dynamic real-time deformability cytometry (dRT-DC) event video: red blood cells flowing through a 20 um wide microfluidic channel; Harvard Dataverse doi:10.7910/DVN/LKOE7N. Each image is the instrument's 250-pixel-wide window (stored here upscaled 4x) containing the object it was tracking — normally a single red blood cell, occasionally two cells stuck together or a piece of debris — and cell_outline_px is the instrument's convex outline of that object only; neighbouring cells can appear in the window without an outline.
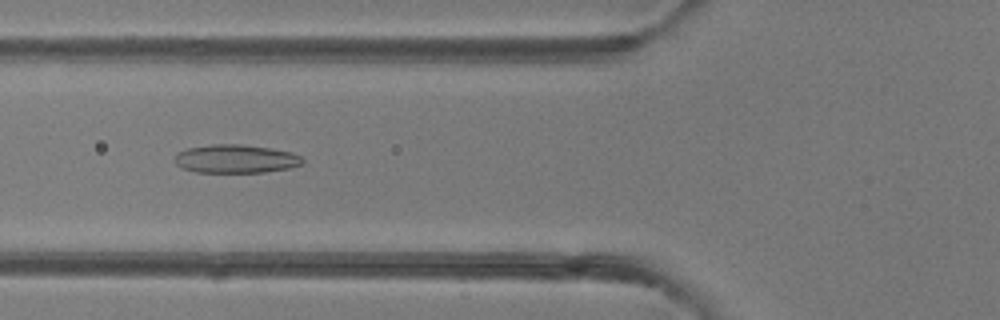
{"species": "common noctule bat (a hibernating species)", "species_latin": "Nyctalus noctula", "temperature_condition": "room temperature", "stored_images_in_passage": 49, "camera_frame_rate_fps": 3000, "um_per_image_px": 0.085, "animal": {"sex": "female"}, "frame": {"image": 1, "passage_image": 19, "time_ms": 6.0, "image_size_px": [1000, 320], "cell_outline_px": [[304, 164], [288, 168], [264, 172], [196, 172], [184, 168], [176, 164], [172, 160], [180, 152], [188, 148], [212, 144], [240, 144], [272, 148], [292, 152], [300, 156], [304, 160]], "centroid_in_image_um": [20.07, 13.5], "position_along_channel_um": 105.7, "area_um2": 21.15}}
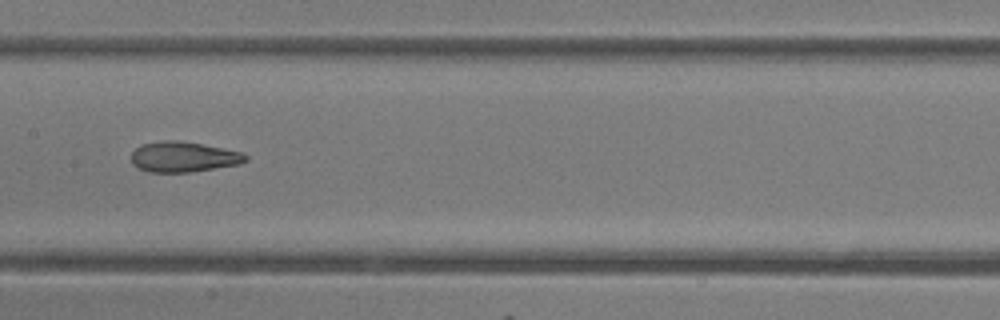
{"frame": {"image": 2, "passage_image": 25, "time_ms": 8.0, "image_size_px": [1000, 320], "cell_outline_px": [[248, 160], [240, 164], [188, 172], [148, 172], [136, 168], [132, 164], [132, 152], [140, 144], [164, 140], [180, 140], [244, 152], [248, 156]], "centroid_in_image_um": [15.59, 13.33], "position_along_channel_um": 191.8, "area_um2": 20.4}}
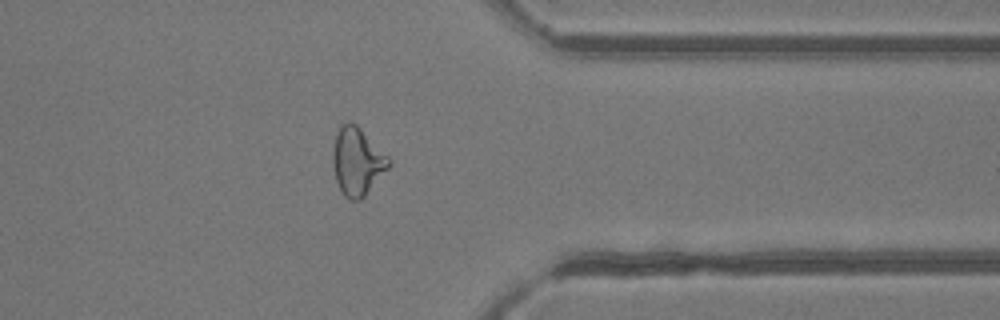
{"frame": {"image": 3, "passage_image": 39, "time_ms": 12.667, "image_size_px": [1000, 320], "cell_outline_px": [[392, 164], [364, 196], [360, 200], [352, 200], [344, 196], [336, 180], [332, 164], [332, 148], [336, 132], [348, 120], [356, 124], [392, 160]], "centroid_in_image_um": [30.36, 13.71], "position_along_channel_um": 381.0, "area_um2": 22.02}, "authors_computed_cell_mechanics": {"area_um2": 22.4842, "velocity_mm_per_s": 4.2687, "shape_relaxation_time_tau1_ms": null, "shape_relaxation_time_tau2_ms": 1.8505, "deformation_change_tau1": null, "deformation_change_tau2": 0.1117}}